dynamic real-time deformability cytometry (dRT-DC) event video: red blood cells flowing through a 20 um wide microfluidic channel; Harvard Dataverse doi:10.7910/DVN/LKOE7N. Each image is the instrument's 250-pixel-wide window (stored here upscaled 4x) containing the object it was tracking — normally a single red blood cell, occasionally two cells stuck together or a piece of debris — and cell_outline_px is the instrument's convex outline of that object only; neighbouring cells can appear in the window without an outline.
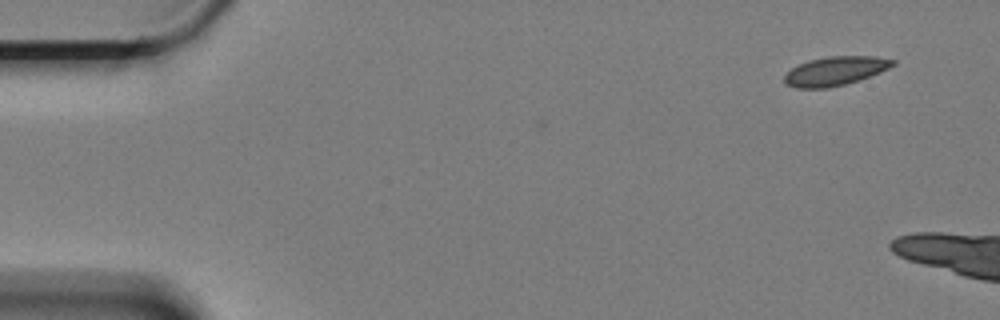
{"species": "Egyptian fruit bat (a non-hibernating species)", "species_latin": "Rousettus aegyptiacus", "temperature_condition": "cold", "stored_images_in_passage": 7, "camera_frame_rate_fps": 3000, "um_per_image_px": 0.085, "animal": {"sex": "female"}, "frame": {"image": 1, "passage_image": 1, "time_ms": 0.0, "image_size_px": [1000, 320], "cell_outline_px": [[896, 64], [880, 72], [844, 84], [828, 88], [796, 88], [788, 84], [784, 80], [784, 76], [792, 68], [808, 60], [828, 56], [876, 56], [896, 60]], "centroid_in_image_um": [71.01, 6.02], "position_along_channel_um": 14.0, "area_um2": 18.03}}